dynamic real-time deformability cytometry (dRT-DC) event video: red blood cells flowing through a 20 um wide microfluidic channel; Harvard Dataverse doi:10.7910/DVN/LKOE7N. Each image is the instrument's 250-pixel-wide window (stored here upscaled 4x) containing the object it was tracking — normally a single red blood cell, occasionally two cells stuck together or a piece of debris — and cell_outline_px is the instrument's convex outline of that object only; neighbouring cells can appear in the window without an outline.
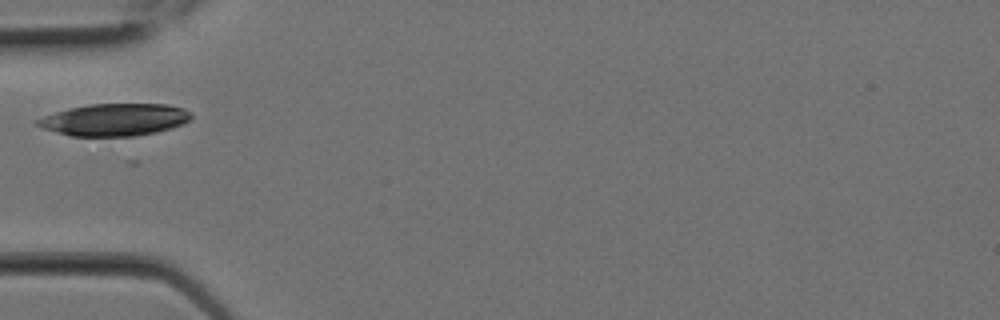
{"species": "Egyptian fruit bat (a non-hibernating species)", "species_latin": "Rousettus aegyptiacus", "temperature_condition": "room temperature", "stored_images_in_passage": 5, "camera_frame_rate_fps": 3000, "um_per_image_px": 0.085, "animal": {"sex": "female"}, "frame": {"image": 1, "passage_image": 3, "time_ms": 0.667, "image_size_px": [1000, 320], "cell_outline_px": [[192, 116], [184, 124], [172, 128], [156, 132], [136, 136], [72, 136], [44, 128], [36, 124], [36, 120], [44, 116], [68, 108], [88, 104], [168, 104], [184, 108], [192, 112]], "centroid_in_image_um": [9.8, 10.17], "position_along_channel_um": 75.2, "area_um2": 28.84}}
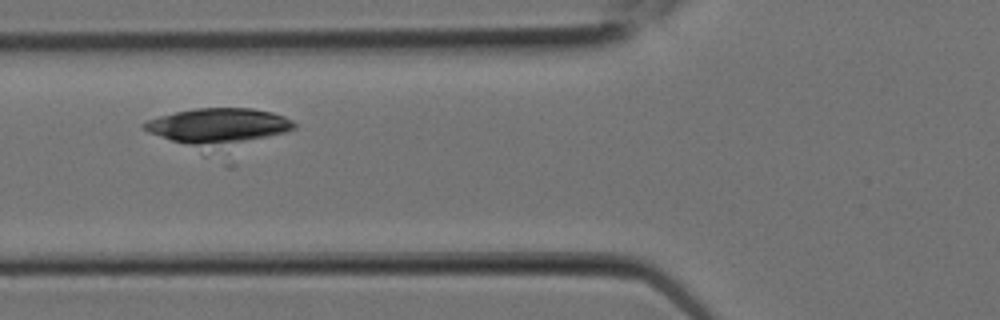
{"frame": {"image": 2, "passage_image": 4, "time_ms": 1.0, "image_size_px": [1000, 320], "cell_outline_px": [[296, 128], [284, 132], [204, 156], [148, 132], [140, 124], [148, 120], [160, 116], [176, 112], [196, 108], [252, 108], [272, 112], [284, 116], [292, 120], [296, 124]], "centroid_in_image_um": [18.48, 10.86], "position_along_channel_um": 107.3, "area_um2": 33.99}}
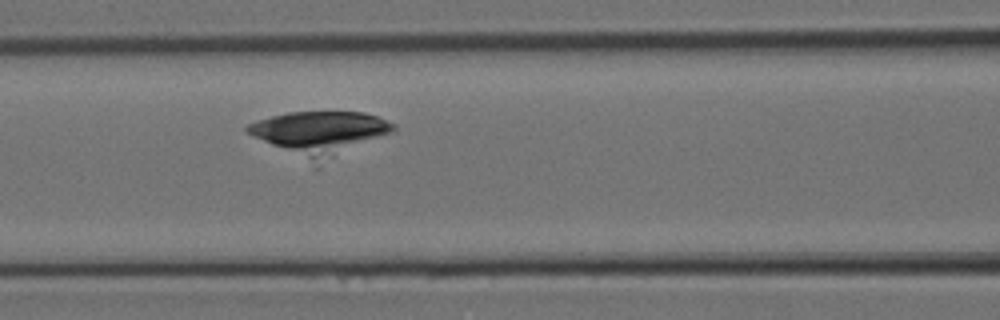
{"frame": {"image": 3, "passage_image": 5, "time_ms": 1.333, "image_size_px": [1000, 320], "cell_outline_px": [[396, 128], [392, 132], [320, 168], [316, 168], [248, 132], [244, 128], [248, 124], [256, 120], [288, 112], [364, 112], [376, 116], [396, 124]], "centroid_in_image_um": [27.24, 11.37], "position_along_channel_um": 139.4, "area_um2": 37.86}}